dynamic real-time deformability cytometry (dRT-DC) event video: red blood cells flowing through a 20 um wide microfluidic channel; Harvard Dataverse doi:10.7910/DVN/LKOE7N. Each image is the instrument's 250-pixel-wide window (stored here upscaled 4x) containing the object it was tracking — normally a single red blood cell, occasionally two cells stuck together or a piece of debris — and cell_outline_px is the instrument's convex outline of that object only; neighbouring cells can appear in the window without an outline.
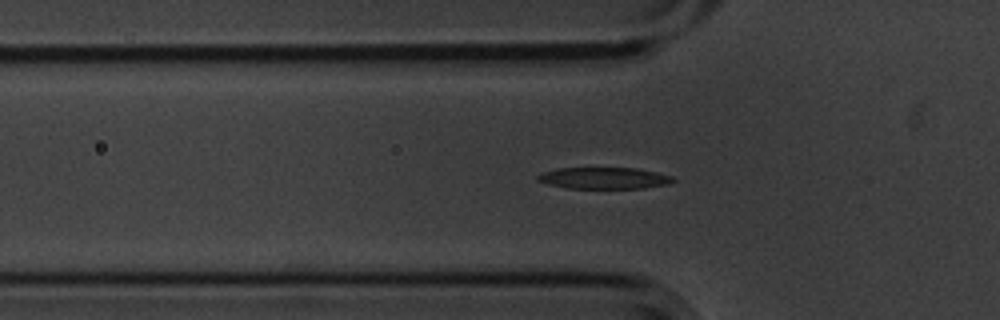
{"species": "common noctule bat (a hibernating species)", "species_latin": "Nyctalus noctula", "temperature_condition": "cold", "stored_images_in_passage": 56, "segment_of_instrument_passage": [1, 2], "camera_frame_rate_fps": 3000, "um_per_image_px": 0.085, "animal": {"sex": "male", "body_mass_g": 20.1, "forearm_length_mm": 53.5}, "frame": {"image": 1, "passage_image": 17, "time_ms": 5.333, "image_size_px": [1000, 320], "cell_outline_px": [[676, 180], [668, 184], [644, 188], [568, 188], [548, 184], [536, 180], [536, 176], [540, 172], [556, 168], [636, 168], [656, 172], [672, 176]], "centroid_in_image_um": [51.31, 15.13], "position_along_channel_um": 74.5, "area_um2": 17.05}}
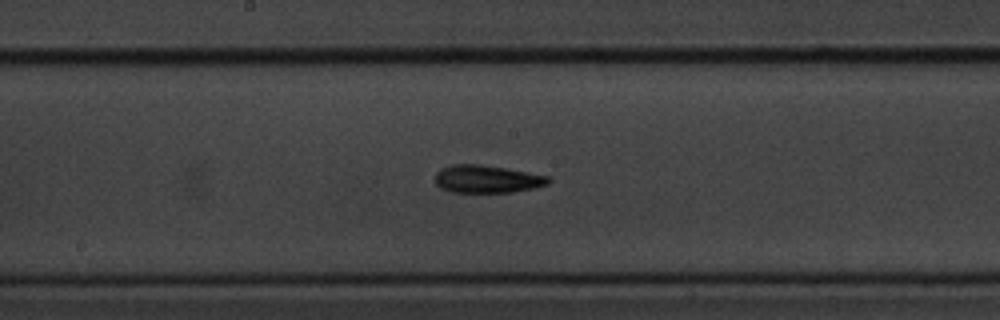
{"frame": {"image": 2, "passage_image": 28, "time_ms": 9.0, "image_size_px": [1000, 320], "cell_outline_px": [[552, 180], [548, 184], [536, 188], [512, 192], [448, 192], [440, 188], [436, 184], [436, 172], [440, 168], [452, 164], [480, 164], [504, 168], [548, 176]], "centroid_in_image_um": [41.37, 15.22], "position_along_channel_um": 206.8, "area_um2": 18.38}}
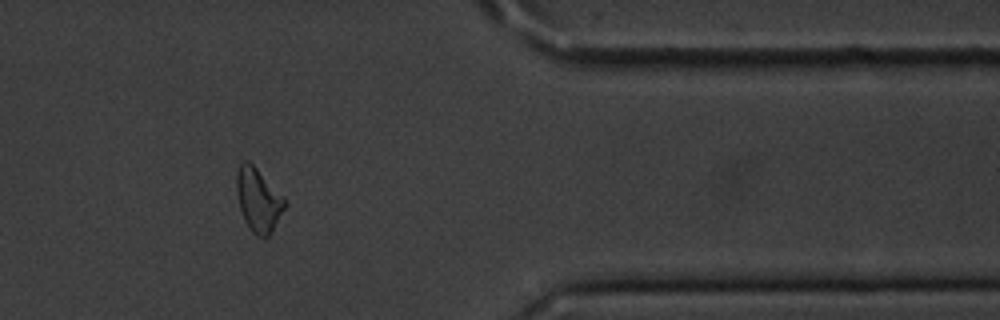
{"frame": {"image": 3, "passage_image": 45, "time_ms": 14.667, "image_size_px": [1000, 320], "cell_outline_px": [[288, 204], [268, 236], [256, 236], [248, 228], [244, 220], [240, 208], [236, 192], [236, 172], [240, 164], [244, 160], [248, 160], [284, 196]], "centroid_in_image_um": [21.95, 16.98], "position_along_channel_um": 389.4, "area_um2": 17.86}}